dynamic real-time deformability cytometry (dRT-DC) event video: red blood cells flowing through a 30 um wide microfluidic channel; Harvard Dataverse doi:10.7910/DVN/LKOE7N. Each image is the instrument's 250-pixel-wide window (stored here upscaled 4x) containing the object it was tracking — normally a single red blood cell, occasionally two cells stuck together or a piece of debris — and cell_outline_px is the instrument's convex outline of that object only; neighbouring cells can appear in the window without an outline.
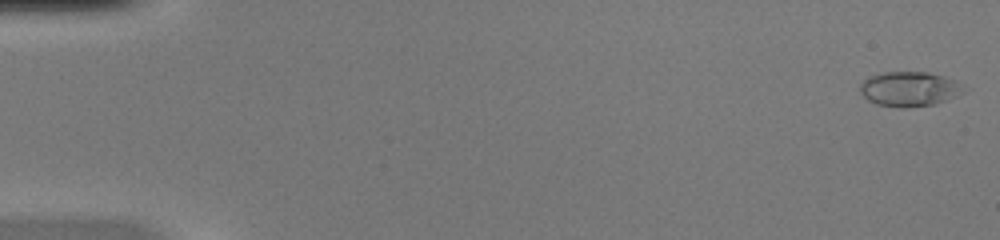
{"species": "common noctule bat (a hibernating species)", "species_latin": "Nyctalus noctula", "temperature_condition": "warm", "stored_images_in_passage": 51, "camera_frame_rate_fps": 3000, "um_per_image_px": 0.085, "animal": {"sex": "female", "body_mass_g": 20.0, "forearm_length_mm": 54.0}, "frame": {"image": 1, "passage_image": 2, "time_ms": 0.333, "image_size_px": [1000, 240], "cell_outline_px": [[964, 92], [956, 96], [936, 104], [908, 108], [900, 108], [876, 104], [868, 100], [860, 92], [860, 84], [868, 76], [880, 72], [928, 72], [944, 76], [956, 80], [960, 84]], "centroid_in_image_um": [77.27, 7.56], "position_along_channel_um": 7.7, "area_um2": 21.15}}
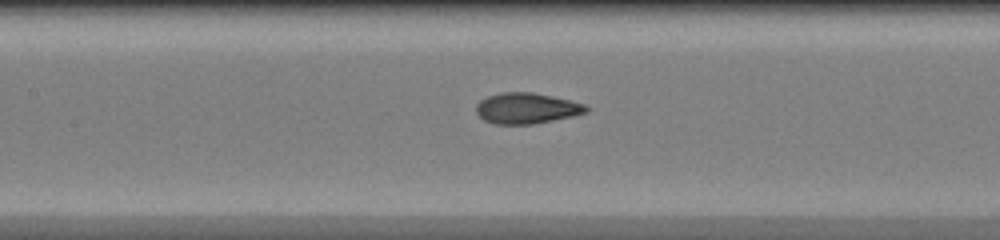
{"frame": {"image": 2, "passage_image": 25, "time_ms": 8.0, "image_size_px": [1000, 240], "cell_outline_px": [[592, 108], [588, 112], [572, 116], [532, 124], [496, 124], [484, 120], [476, 112], [476, 104], [480, 100], [488, 96], [500, 92], [532, 92], [552, 96], [584, 104]], "centroid_in_image_um": [44.76, 9.2], "position_along_channel_um": 162.6, "area_um2": 19.71}}
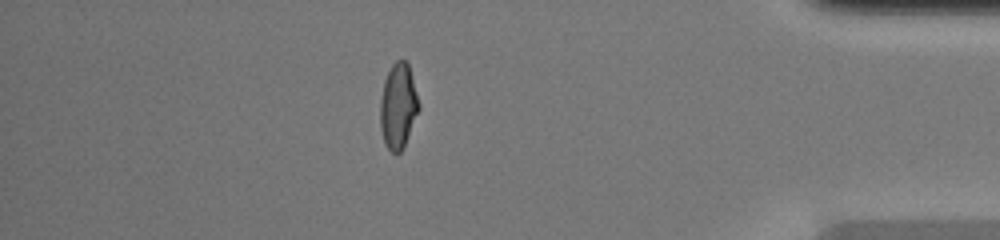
{"frame": {"image": 3, "passage_image": 45, "time_ms": 14.667, "image_size_px": [1000, 240], "cell_outline_px": [[420, 108], [404, 148], [396, 156], [384, 144], [380, 128], [380, 100], [384, 80], [392, 64], [396, 60], [404, 60], [408, 64], [420, 104]], "centroid_in_image_um": [33.84, 9.07], "position_along_channel_um": 401.4, "area_um2": 19.42}, "authors_computed_cell_mechanics": {"area_um2": 19.7098, "velocity_mm_per_s": 4.1421, "shape_relaxation_time_tau1_ms": 6.6332, "shape_relaxation_time_tau2_ms": null, "deformation_change_tau1": 0.2703, "deformation_change_tau2": null}}